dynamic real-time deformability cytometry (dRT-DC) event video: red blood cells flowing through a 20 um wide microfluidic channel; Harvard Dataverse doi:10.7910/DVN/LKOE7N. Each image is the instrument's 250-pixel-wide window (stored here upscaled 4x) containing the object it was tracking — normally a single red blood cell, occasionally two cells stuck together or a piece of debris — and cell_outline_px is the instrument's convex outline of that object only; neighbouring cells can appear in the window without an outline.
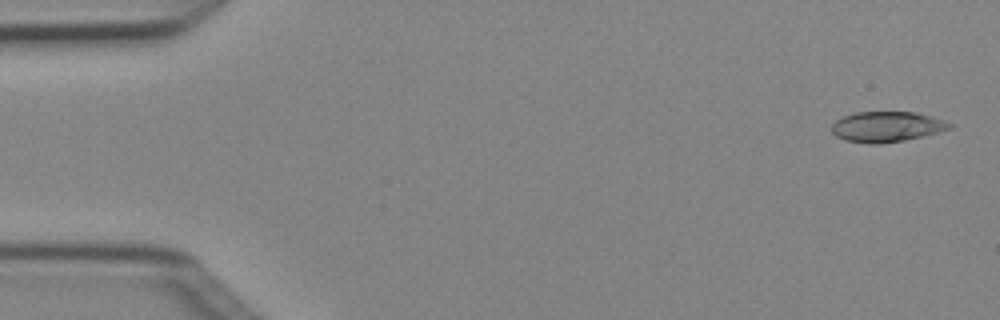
{"species": "Egyptian fruit bat (a non-hibernating species)", "species_latin": "Rousettus aegyptiacus", "temperature_condition": "cold", "stored_images_in_passage": 3, "camera_frame_rate_fps": 3000, "um_per_image_px": 0.085, "animal": {"sex": "female"}, "frame": {"image": 1, "passage_image": 1, "time_ms": 0.0, "image_size_px": [1000, 320], "cell_outline_px": [[952, 128], [904, 140], [880, 144], [868, 144], [844, 140], [836, 136], [832, 132], [832, 124], [836, 120], [844, 116], [856, 112], [916, 112], [944, 120], [952, 124]], "centroid_in_image_um": [75.33, 10.77], "position_along_channel_um": 9.7, "area_um2": 20.75}}